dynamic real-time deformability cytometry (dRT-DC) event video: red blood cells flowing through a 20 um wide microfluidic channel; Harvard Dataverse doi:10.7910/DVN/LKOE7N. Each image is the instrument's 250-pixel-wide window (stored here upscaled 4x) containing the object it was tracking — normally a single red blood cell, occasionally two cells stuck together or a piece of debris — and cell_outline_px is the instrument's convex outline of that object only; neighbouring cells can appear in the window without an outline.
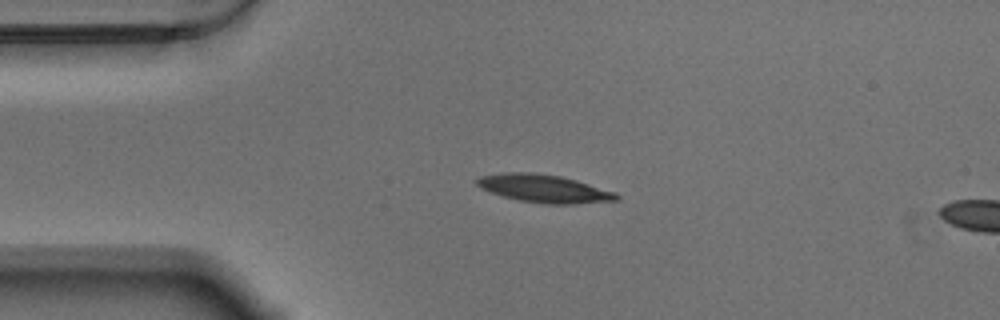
{"species": "Egyptian fruit bat (a non-hibernating species)", "species_latin": "Rousettus aegyptiacus", "temperature_condition": "warm", "stored_images_in_passage": 16, "camera_frame_rate_fps": 3000, "um_per_image_px": 0.085, "animal": {"sex": "male"}, "frame": {"image": 1, "passage_image": 12, "time_ms": 3.667, "image_size_px": [1000, 320], "cell_outline_px": [[620, 200], [572, 204], [548, 204], [520, 200], [504, 196], [480, 188], [476, 184], [476, 180], [480, 176], [504, 172], [532, 172], [560, 176], [576, 180], [616, 192], [620, 196]], "centroid_in_image_um": [46.27, 16.02], "position_along_channel_um": 38.7, "area_um2": 22.6}}